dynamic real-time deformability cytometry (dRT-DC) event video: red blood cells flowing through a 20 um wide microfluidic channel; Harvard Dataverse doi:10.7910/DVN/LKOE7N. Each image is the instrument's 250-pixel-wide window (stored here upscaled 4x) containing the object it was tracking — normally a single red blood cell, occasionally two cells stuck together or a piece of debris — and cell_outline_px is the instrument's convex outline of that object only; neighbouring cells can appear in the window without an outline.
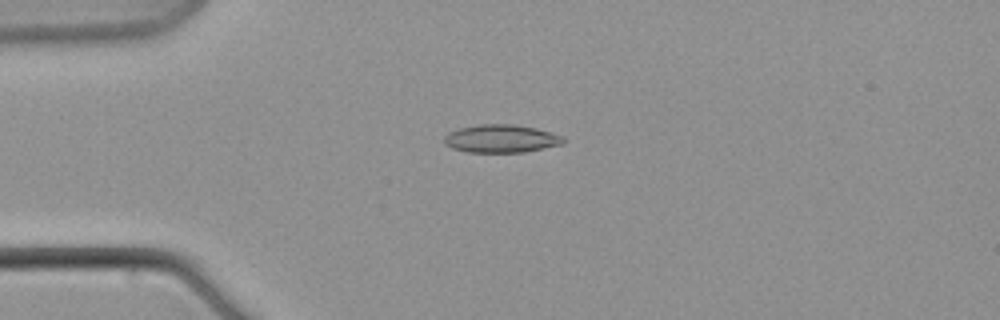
{"species": "common noctule bat (a hibernating species)", "species_latin": "Nyctalus noctula", "temperature_condition": "warm", "stored_images_in_passage": 7, "camera_frame_rate_fps": 3000, "um_per_image_px": 0.085, "animal": {"sex": "male", "body_mass_g": 21.5, "forearm_length_mm": 52.0}, "frame": {"image": 1, "passage_image": 6, "time_ms": 6.0, "image_size_px": [1000, 320], "cell_outline_px": [[564, 144], [524, 152], [468, 152], [452, 148], [444, 144], [444, 136], [448, 132], [460, 128], [480, 124], [512, 124], [536, 128], [564, 136]], "centroid_in_image_um": [42.59, 11.78], "position_along_channel_um": 42.4, "area_um2": 19.48}}